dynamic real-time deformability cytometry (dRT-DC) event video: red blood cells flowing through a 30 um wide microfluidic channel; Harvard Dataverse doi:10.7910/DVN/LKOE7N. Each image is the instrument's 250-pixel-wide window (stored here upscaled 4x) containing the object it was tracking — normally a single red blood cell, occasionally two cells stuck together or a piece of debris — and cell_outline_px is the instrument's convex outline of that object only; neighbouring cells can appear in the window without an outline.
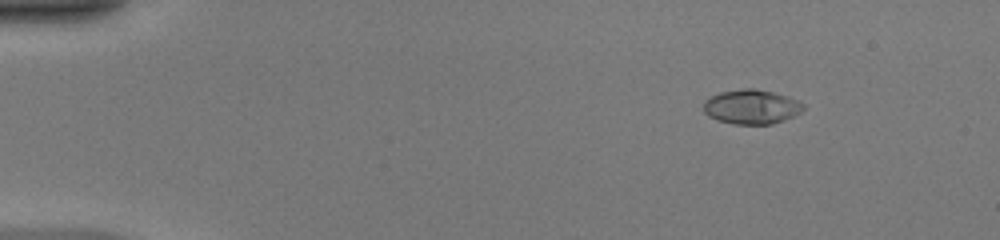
{"species": "common noctule bat (a hibernating species)", "species_latin": "Nyctalus noctula", "temperature_condition": "warm", "stored_images_in_passage": 14, "camera_frame_rate_fps": 3000, "um_per_image_px": 0.085, "animal": {"sex": "female", "body_mass_g": 20.0, "forearm_length_mm": 54.0}, "frame": {"image": 1, "passage_image": 7, "time_ms": 2.0, "image_size_px": [1000, 240], "cell_outline_px": [[804, 108], [800, 112], [784, 120], [772, 124], [732, 124], [716, 120], [708, 116], [704, 112], [704, 100], [720, 92], [744, 88], [756, 88], [788, 96], [800, 100], [804, 104]], "centroid_in_image_um": [63.87, 9.08], "position_along_channel_um": 21.1, "area_um2": 20.17}}